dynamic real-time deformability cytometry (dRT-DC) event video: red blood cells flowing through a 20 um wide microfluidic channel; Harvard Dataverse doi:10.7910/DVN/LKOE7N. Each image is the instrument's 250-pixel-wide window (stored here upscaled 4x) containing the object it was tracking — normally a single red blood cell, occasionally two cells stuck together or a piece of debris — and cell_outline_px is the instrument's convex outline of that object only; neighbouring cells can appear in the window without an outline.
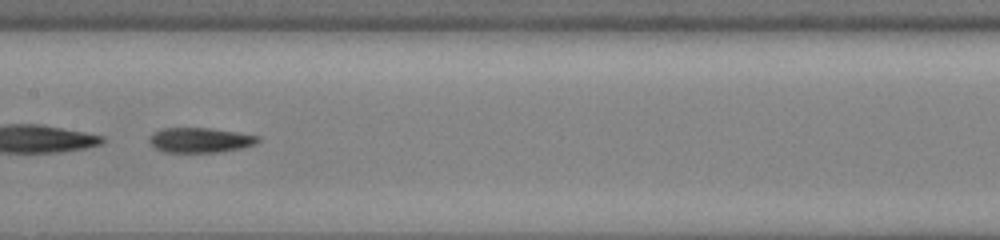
{"species": "common noctule bat (a hibernating species)", "species_latin": "Nyctalus noctula", "temperature_condition": "cold", "stored_images_in_passage": 54, "segment_of_instrument_passage": [2, 2], "camera_frame_rate_fps": 3000, "um_per_image_px": 0.085, "animal": {"sex": "male", "body_mass_g": 13.0, "forearm_length_mm": 53.1}, "frame": {"image": 1, "passage_image": 30, "time_ms": 9.667, "image_size_px": [1000, 240], "cell_outline_px": [[260, 140], [256, 144], [240, 148], [220, 152], [164, 152], [156, 148], [148, 140], [148, 136], [152, 132], [160, 128], [212, 128], [260, 136]], "centroid_in_image_um": [16.99, 11.9], "position_along_channel_um": 190.4, "area_um2": 15.9}}